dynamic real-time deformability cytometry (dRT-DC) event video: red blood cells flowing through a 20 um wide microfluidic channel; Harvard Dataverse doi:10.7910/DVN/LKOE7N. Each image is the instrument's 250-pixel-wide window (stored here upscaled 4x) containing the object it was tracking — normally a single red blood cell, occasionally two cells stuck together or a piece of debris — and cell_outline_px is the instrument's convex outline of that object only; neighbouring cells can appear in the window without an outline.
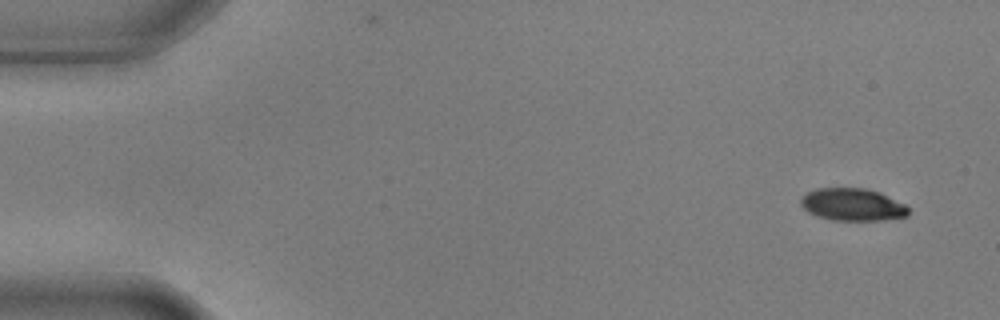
{"species": "common noctule bat (a hibernating species)", "species_latin": "Nyctalus noctula", "temperature_condition": "warm", "stored_images_in_passage": 8, "camera_frame_rate_fps": 3000, "um_per_image_px": 0.085, "animal": {"sex": "male", "body_mass_g": 17.9, "forearm_length_mm": 54.2}, "frame": {"image": 1, "passage_image": 1, "time_ms": 0.0, "image_size_px": [1000, 320], "cell_outline_px": [[908, 216], [884, 220], [832, 220], [816, 216], [808, 212], [800, 204], [800, 196], [816, 188], [864, 188], [880, 192], [904, 204], [908, 208]], "centroid_in_image_um": [72.43, 17.39], "position_along_channel_um": 12.6, "area_um2": 20.4}}
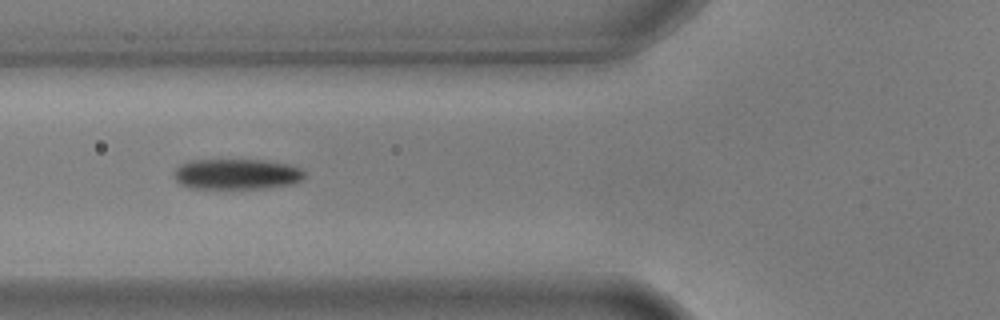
{"frame": {"image": 2, "passage_image": 6, "time_ms": 1.667, "image_size_px": [1000, 320], "cell_outline_px": [[304, 176], [300, 180], [292, 184], [260, 188], [192, 188], [180, 184], [176, 180], [172, 172], [180, 164], [188, 160], [264, 160], [288, 164], [300, 168], [304, 172]], "centroid_in_image_um": [20.07, 14.79], "position_along_channel_um": 105.7, "area_um2": 23.18}}
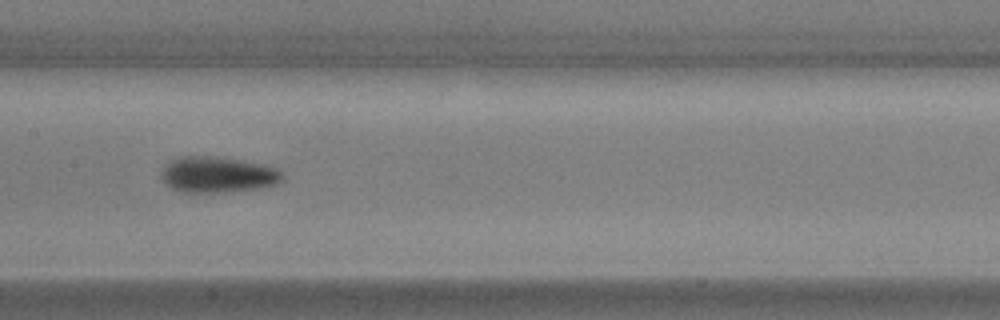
{"frame": {"image": 3, "passage_image": 8, "time_ms": 2.333, "image_size_px": [1000, 320], "cell_outline_px": [[284, 180], [276, 184], [260, 188], [232, 192], [180, 192], [164, 184], [160, 180], [160, 172], [172, 160], [180, 156], [208, 156], [240, 160], [264, 164], [276, 168], [284, 176]], "centroid_in_image_um": [18.49, 14.86], "position_along_channel_um": 188.9, "area_um2": 25.55}}